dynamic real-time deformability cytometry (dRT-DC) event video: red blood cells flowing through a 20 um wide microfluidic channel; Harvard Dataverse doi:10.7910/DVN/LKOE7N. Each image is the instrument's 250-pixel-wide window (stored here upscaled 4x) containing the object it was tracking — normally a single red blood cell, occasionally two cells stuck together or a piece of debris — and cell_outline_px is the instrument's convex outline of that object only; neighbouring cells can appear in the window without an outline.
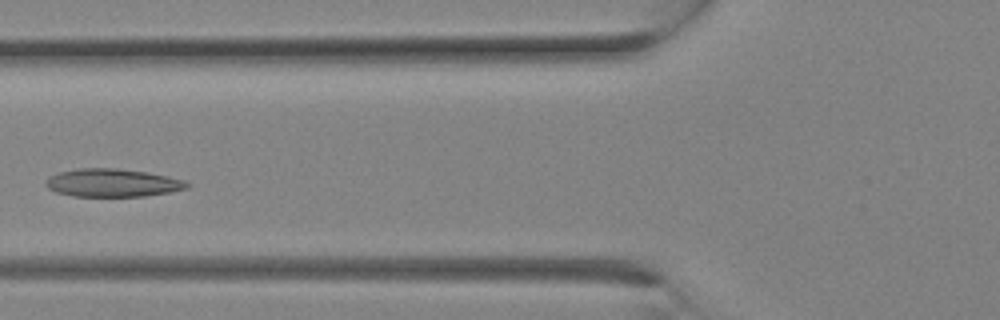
{"species": "Egyptian fruit bat (a non-hibernating species)", "species_latin": "Rousettus aegyptiacus", "temperature_condition": "room temperature", "stored_images_in_passage": 10, "camera_frame_rate_fps": 3000, "um_per_image_px": 0.085, "animal": {"sex": "female"}, "frame": {"image": 1, "passage_image": 9, "time_ms": 2.667, "image_size_px": [1000, 320], "cell_outline_px": [[192, 184], [188, 188], [168, 192], [144, 196], [72, 196], [56, 192], [48, 188], [44, 184], [44, 180], [48, 176], [60, 172], [80, 168], [116, 168], [144, 172], [168, 176], [184, 180]], "centroid_in_image_um": [9.54, 15.54], "position_along_channel_um": 116.3, "area_um2": 23.06}}